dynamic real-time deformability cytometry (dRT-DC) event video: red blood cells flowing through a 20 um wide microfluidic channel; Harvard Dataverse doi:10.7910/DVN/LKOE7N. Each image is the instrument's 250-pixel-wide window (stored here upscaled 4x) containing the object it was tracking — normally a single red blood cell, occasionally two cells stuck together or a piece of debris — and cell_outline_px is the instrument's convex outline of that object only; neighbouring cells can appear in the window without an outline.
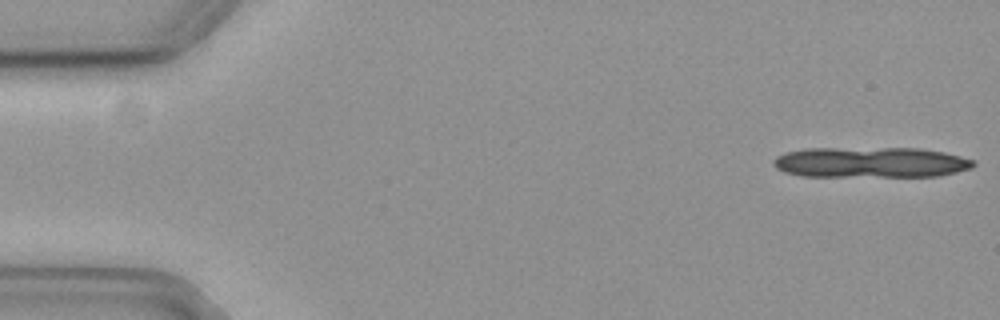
{"species": "common noctule bat (a hibernating species)", "species_latin": "Nyctalus noctula", "temperature_condition": "cold", "stored_images_in_passage": 10, "camera_frame_rate_fps": 3000, "um_per_image_px": 0.085, "animal": {"sex": "female", "body_mass_g": 19.3, "forearm_length_mm": 54.1}, "frame": {"image": 1, "passage_image": 1, "time_ms": 0.0, "image_size_px": [1000, 320], "cell_outline_px": [[976, 164], [972, 168], [940, 176], [804, 176], [784, 172], [776, 168], [772, 164], [772, 160], [776, 156], [788, 152], [804, 148], [920, 148], [944, 152], [976, 160]], "centroid_in_image_um": [74.02, 13.79], "position_along_channel_um": 11.0, "area_um2": 35.89}}